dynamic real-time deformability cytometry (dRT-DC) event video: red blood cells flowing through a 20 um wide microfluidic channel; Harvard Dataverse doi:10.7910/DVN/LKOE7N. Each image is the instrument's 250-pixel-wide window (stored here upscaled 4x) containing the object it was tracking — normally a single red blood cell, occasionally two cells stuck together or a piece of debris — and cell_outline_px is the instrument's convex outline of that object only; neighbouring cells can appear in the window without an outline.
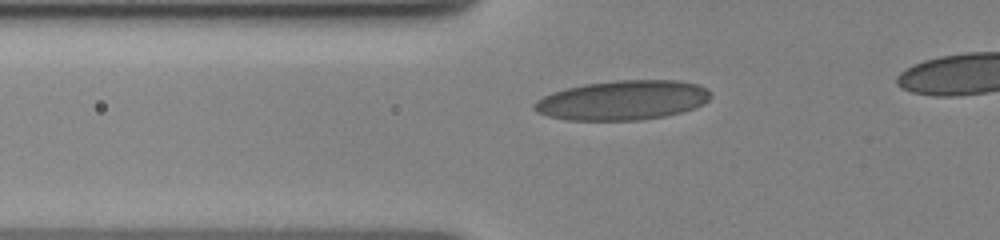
{"species": "human", "species_latin": "Homo sapiens", "temperature_condition": "cold", "stored_images_in_passage": 49, "camera_frame_rate_fps": 3000, "um_per_image_px": 0.085, "donor": {"sex": "female"}, "frame": {"image": 1, "passage_image": 18, "time_ms": 6.0, "image_size_px": [1000, 240], "cell_outline_px": [[712, 96], [704, 104], [684, 112], [664, 116], [640, 120], [568, 120], [548, 116], [536, 112], [532, 108], [532, 104], [536, 100], [552, 92], [584, 84], [616, 80], [676, 80], [696, 84], [708, 88], [712, 92]], "centroid_in_image_um": [52.94, 8.52], "position_along_channel_um": 72.9, "area_um2": 40.92}}
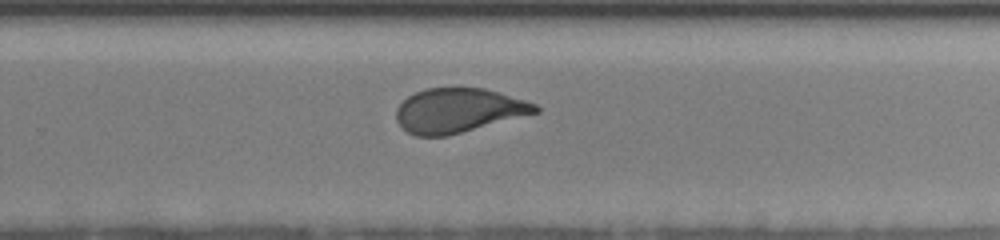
{"frame": {"image": 2, "passage_image": 33, "time_ms": 12.333, "image_size_px": [1000, 240], "cell_outline_px": [[540, 112], [448, 136], [416, 136], [408, 132], [396, 120], [396, 108], [408, 96], [424, 88], [484, 88], [524, 100], [536, 104], [540, 108]], "centroid_in_image_um": [38.96, 9.39], "position_along_channel_um": 290.8, "area_um2": 35.84}}
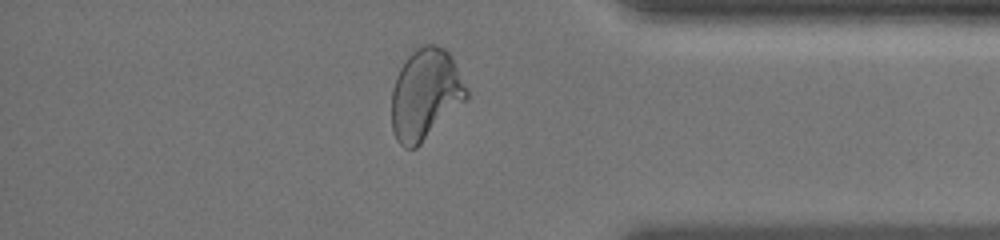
{"frame": {"image": 3, "passage_image": 45, "time_ms": 15.667, "image_size_px": [1000, 240], "cell_outline_px": [[468, 96], [416, 148], [404, 148], [396, 140], [392, 128], [392, 88], [396, 76], [400, 68], [408, 56], [416, 48], [424, 44], [436, 44], [444, 48], [452, 56], [468, 88]], "centroid_in_image_um": [36.14, 7.98], "position_along_channel_um": 399.1, "area_um2": 39.36}}